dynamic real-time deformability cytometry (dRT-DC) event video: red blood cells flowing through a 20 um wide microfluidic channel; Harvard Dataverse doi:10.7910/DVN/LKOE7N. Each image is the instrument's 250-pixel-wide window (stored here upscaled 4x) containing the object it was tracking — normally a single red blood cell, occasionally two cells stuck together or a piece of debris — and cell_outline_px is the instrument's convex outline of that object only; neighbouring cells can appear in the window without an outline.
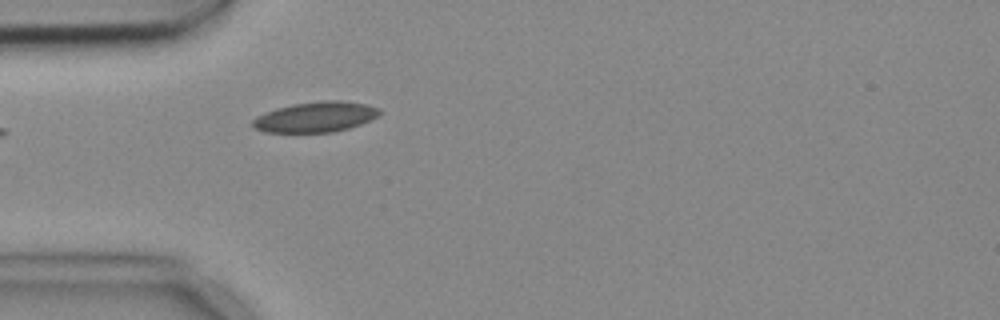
{"species": "common noctule bat (a hibernating species)", "species_latin": "Nyctalus noctula", "temperature_condition": "cold", "stored_images_in_passage": 5, "camera_frame_rate_fps": 3000, "um_per_image_px": 0.085, "animal": {"sex": "female", "body_mass_g": 18.4}, "frame": {"image": 1, "passage_image": 5, "time_ms": 1.333, "image_size_px": [1000, 320], "cell_outline_px": [[384, 112], [360, 124], [348, 128], [332, 132], [264, 132], [252, 128], [252, 120], [256, 116], [276, 108], [292, 104], [324, 100], [344, 100], [364, 104], [380, 108]], "centroid_in_image_um": [26.8, 9.93], "position_along_channel_um": 58.2, "area_um2": 22.48}}